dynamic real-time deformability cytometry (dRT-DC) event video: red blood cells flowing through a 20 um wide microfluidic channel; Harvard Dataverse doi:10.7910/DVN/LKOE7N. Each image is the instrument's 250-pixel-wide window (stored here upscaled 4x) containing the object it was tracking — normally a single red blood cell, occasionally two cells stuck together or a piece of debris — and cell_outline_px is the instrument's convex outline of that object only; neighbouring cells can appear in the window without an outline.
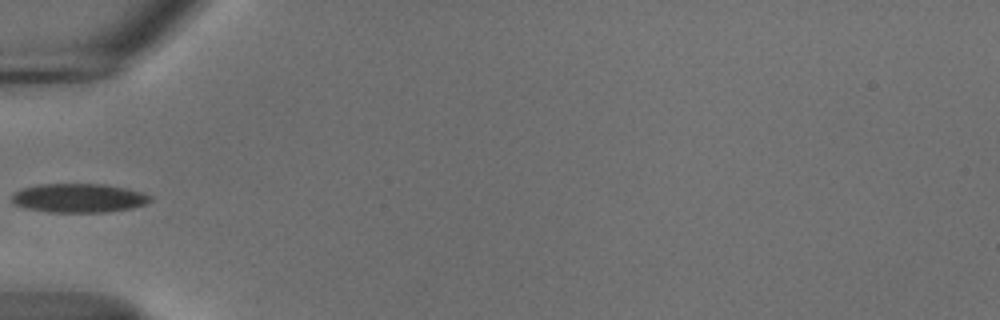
{"species": "common noctule bat (a hibernating species)", "species_latin": "Nyctalus noctula", "temperature_condition": "cold", "stored_images_in_passage": 30, "camera_frame_rate_fps": 3000, "um_per_image_px": 0.085, "animal": {"sex": "male", "body_mass_g": 18.8}, "frame": {"image": 1, "passage_image": 1, "time_ms": 0.0, "image_size_px": [1000, 320], "cell_outline_px": [[152, 200], [148, 204], [132, 208], [108, 212], [48, 212], [24, 208], [12, 204], [12, 196], [16, 192], [24, 188], [40, 184], [104, 184], [128, 188], [144, 192], [152, 196]], "centroid_in_image_um": [6.75, 16.84], "position_along_channel_um": 78.2, "area_um2": 23.64}}
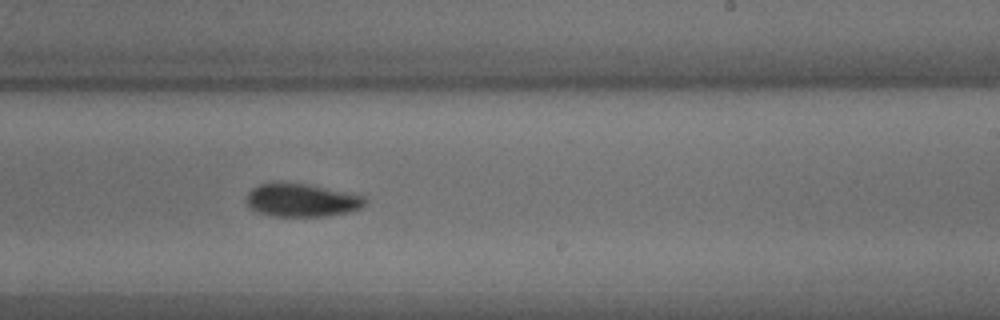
{"frame": {"image": 2, "passage_image": 16, "time_ms": 5.0, "image_size_px": [1000, 320], "cell_outline_px": [[364, 204], [360, 208], [348, 212], [328, 216], [272, 216], [256, 212], [248, 204], [248, 192], [252, 188], [260, 184], [272, 180], [284, 180], [308, 184], [364, 196]], "centroid_in_image_um": [25.58, 16.98], "position_along_channel_um": 263.4, "area_um2": 23.18}}
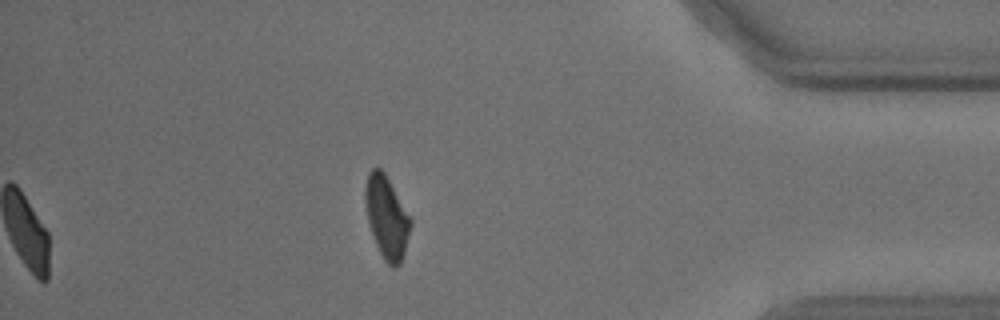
{"frame": {"image": 3, "passage_image": 30, "time_ms": 9.667, "image_size_px": [1000, 320], "cell_outline_px": [[412, 224], [404, 252], [400, 264], [396, 268], [392, 268], [384, 260], [376, 244], [368, 220], [364, 200], [364, 188], [368, 172], [372, 168], [380, 168], [384, 172], [412, 220]], "centroid_in_image_um": [32.86, 18.46], "position_along_channel_um": 402.3, "area_um2": 21.56}}